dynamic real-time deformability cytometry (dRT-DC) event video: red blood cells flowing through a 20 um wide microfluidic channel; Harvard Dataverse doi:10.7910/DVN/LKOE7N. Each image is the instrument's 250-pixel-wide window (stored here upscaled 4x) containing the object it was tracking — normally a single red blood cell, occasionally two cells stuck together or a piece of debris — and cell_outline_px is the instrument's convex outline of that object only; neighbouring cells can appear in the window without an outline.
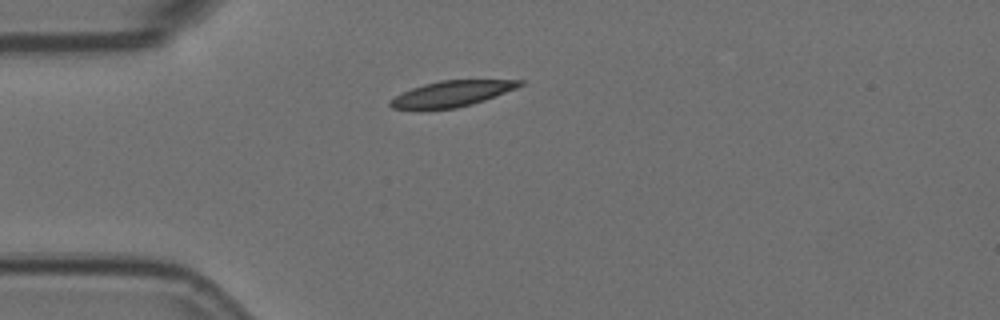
{"species": "Egyptian fruit bat (a non-hibernating species)", "species_latin": "Rousettus aegyptiacus", "temperature_condition": "room temperature", "stored_images_in_passage": 3, "camera_frame_rate_fps": 3000, "um_per_image_px": 0.085, "animal": {"sex": "female"}, "frame": {"image": 1, "passage_image": 1, "time_ms": 0.0, "image_size_px": [1000, 320], "cell_outline_px": [[524, 84], [516, 88], [484, 100], [472, 104], [456, 108], [392, 108], [388, 104], [388, 100], [412, 88], [424, 84], [440, 80], [524, 80]], "centroid_in_image_um": [38.42, 7.95], "position_along_channel_um": 46.6, "area_um2": 19.02}}
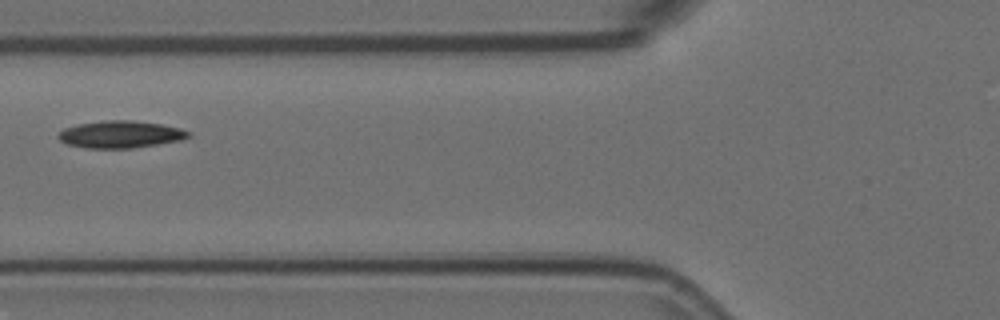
{"frame": {"image": 2, "passage_image": 3, "time_ms": 0.667, "image_size_px": [1000, 320], "cell_outline_px": [[192, 136], [180, 140], [132, 148], [84, 148], [68, 144], [60, 140], [56, 136], [64, 128], [76, 124], [104, 120], [132, 120], [160, 124], [180, 128], [192, 132]], "centroid_in_image_um": [10.23, 11.41], "position_along_channel_um": 115.6, "area_um2": 20.63}}